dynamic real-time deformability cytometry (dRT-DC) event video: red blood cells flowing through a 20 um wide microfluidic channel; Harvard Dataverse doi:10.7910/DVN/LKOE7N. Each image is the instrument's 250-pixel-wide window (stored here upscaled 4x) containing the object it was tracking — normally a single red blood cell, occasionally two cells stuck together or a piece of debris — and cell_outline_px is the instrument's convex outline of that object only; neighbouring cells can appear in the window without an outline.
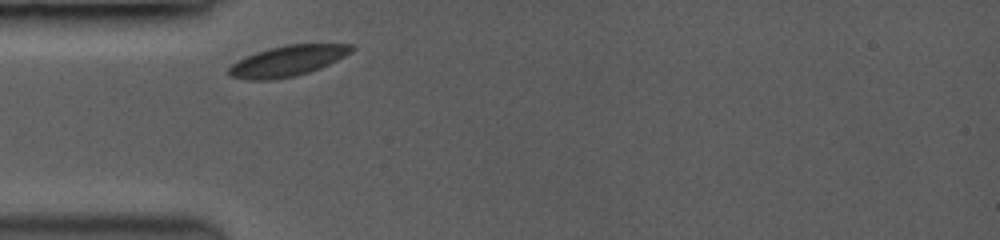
{"species": "common noctule bat (a hibernating species)", "species_latin": "Nyctalus noctula", "temperature_condition": "room temperature", "stored_images_in_passage": 7, "camera_frame_rate_fps": 3500, "um_per_image_px": 0.085, "animal": {"sex": "female", "body_mass_g": 19.0, "forearm_length_mm": 53.3}, "frame": {"image": 1, "passage_image": 1, "time_ms": 0.0, "image_size_px": [1000, 240], "cell_outline_px": [[356, 48], [352, 52], [320, 68], [308, 72], [292, 76], [268, 80], [252, 80], [232, 76], [228, 72], [228, 68], [236, 60], [244, 56], [268, 48], [284, 44], [352, 44]], "centroid_in_image_um": [24.44, 5.15], "position_along_channel_um": 60.6, "area_um2": 21.79}}
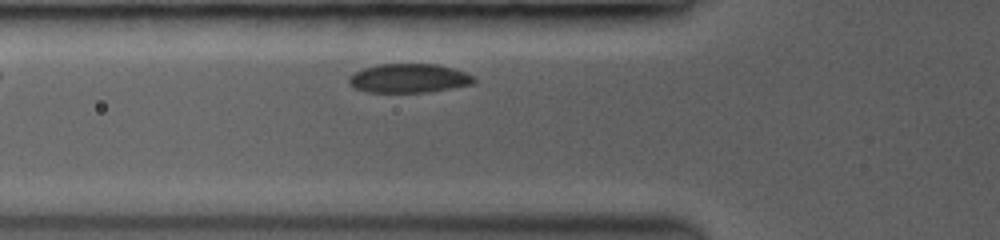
{"frame": {"image": 2, "passage_image": 5, "time_ms": 0.857, "image_size_px": [1000, 240], "cell_outline_px": [[476, 80], [472, 84], [424, 92], [368, 92], [356, 88], [348, 80], [348, 76], [364, 68], [376, 64], [436, 64], [452, 68], [464, 72], [472, 76]], "centroid_in_image_um": [34.73, 6.64], "position_along_channel_um": 91.1, "area_um2": 20.75}}